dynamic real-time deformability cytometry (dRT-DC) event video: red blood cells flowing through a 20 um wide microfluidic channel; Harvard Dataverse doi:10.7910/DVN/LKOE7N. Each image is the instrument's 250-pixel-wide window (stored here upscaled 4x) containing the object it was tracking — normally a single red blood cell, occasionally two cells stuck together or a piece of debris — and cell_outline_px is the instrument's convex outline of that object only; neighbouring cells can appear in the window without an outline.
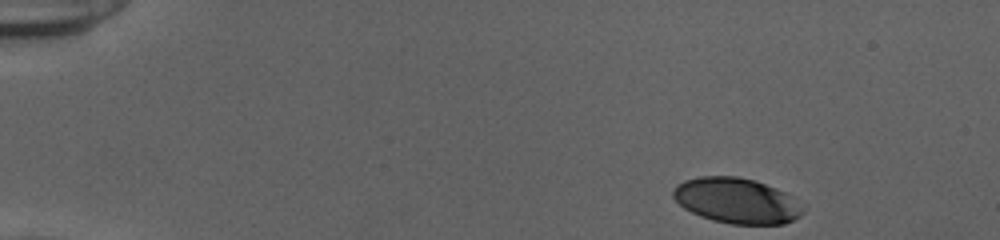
{"species": "human", "species_latin": "Homo sapiens", "temperature_condition": "cold", "stored_images_in_passage": 41, "camera_frame_rate_fps": 3000, "um_per_image_px": 0.085, "donor": {"sex": "female"}, "frame": {"image": 1, "passage_image": 1, "time_ms": 0.0, "image_size_px": [1000, 240], "cell_outline_px": [[804, 212], [800, 216], [784, 224], [732, 224], [712, 220], [700, 216], [684, 208], [672, 196], [672, 192], [676, 184], [684, 180], [700, 176], [736, 176], [752, 180], [776, 188], [792, 196], [804, 208]], "centroid_in_image_um": [62.6, 17.06], "position_along_channel_um": 22.4, "area_um2": 34.28}}
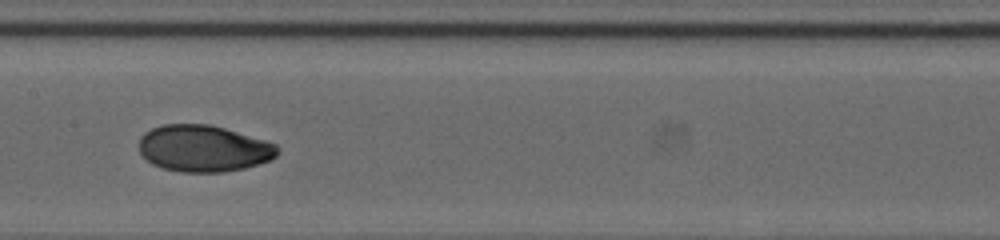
{"frame": {"image": 2, "passage_image": 23, "time_ms": 7.333, "image_size_px": [1000, 240], "cell_outline_px": [[280, 152], [272, 160], [244, 168], [224, 172], [180, 172], [164, 168], [152, 164], [140, 152], [140, 136], [144, 132], [152, 128], [164, 124], [208, 124], [224, 128], [264, 140], [276, 144], [280, 148]], "centroid_in_image_um": [17.32, 12.62], "position_along_channel_um": 190.1, "area_um2": 37.63}}
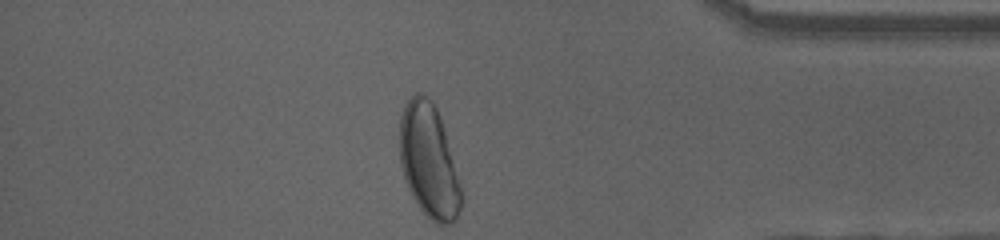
{"frame": {"image": 3, "passage_image": 41, "time_ms": 13.333, "image_size_px": [1000, 240], "cell_outline_px": [[460, 208], [456, 220], [452, 224], [436, 224], [420, 208], [412, 196], [408, 188], [400, 164], [400, 116], [404, 104], [416, 92], [420, 92], [428, 96], [432, 100], [440, 116], [460, 184]], "centroid_in_image_um": [36.43, 13.66], "position_along_channel_um": 398.8, "area_um2": 40.34}, "authors_computed_cell_mechanics": {"area_um2": 37.1654, "velocity_mm_per_s": 3.8635, "shape_relaxation_time_tau1_ms": 4.4671, "shape_relaxation_time_tau2_ms": 1.33, "deformation_change_tau1": 0.1911, "deformation_change_tau2": 0.031}}